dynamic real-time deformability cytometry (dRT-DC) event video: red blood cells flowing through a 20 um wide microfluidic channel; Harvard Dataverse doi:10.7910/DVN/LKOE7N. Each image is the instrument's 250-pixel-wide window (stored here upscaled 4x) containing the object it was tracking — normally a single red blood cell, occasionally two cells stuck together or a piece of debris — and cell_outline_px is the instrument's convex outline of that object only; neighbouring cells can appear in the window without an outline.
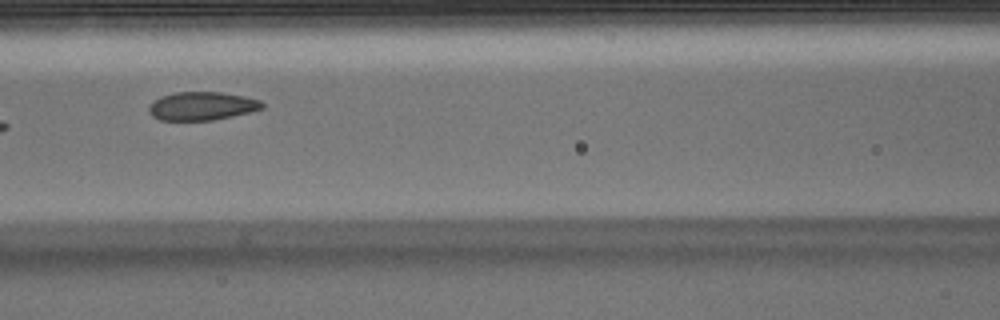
{"species": "Egyptian fruit bat (a non-hibernating species)", "species_latin": "Rousettus aegyptiacus", "temperature_condition": "warm", "stored_images_in_passage": 9, "camera_frame_rate_fps": 3000, "um_per_image_px": 0.085, "animal": {"sex": "male"}, "frame": {"image": 1, "passage_image": 7, "time_ms": 2.0, "image_size_px": [1000, 320], "cell_outline_px": [[264, 108], [252, 112], [212, 120], [160, 120], [152, 116], [148, 112], [148, 108], [160, 96], [176, 92], [220, 92], [244, 96], [260, 100], [264, 104]], "centroid_in_image_um": [17.19, 9.01], "position_along_channel_um": 149.4, "area_um2": 18.73}}
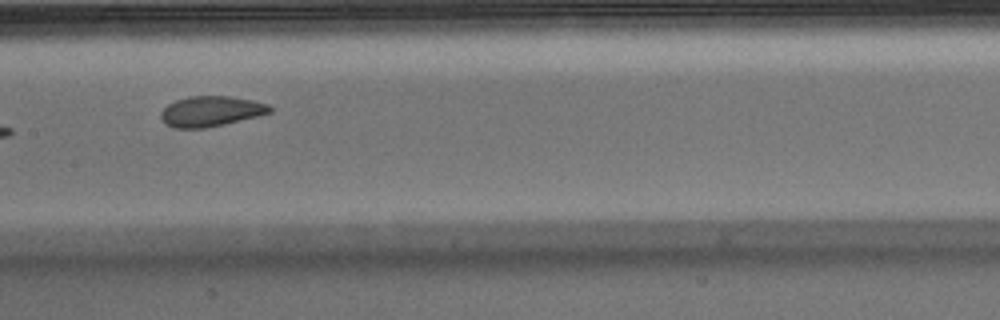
{"frame": {"image": 2, "passage_image": 8, "time_ms": 2.333, "image_size_px": [1000, 320], "cell_outline_px": [[272, 112], [224, 124], [204, 128], [172, 128], [164, 124], [160, 116], [160, 112], [168, 104], [176, 100], [188, 96], [228, 96], [252, 100], [268, 104], [272, 108]], "centroid_in_image_um": [17.88, 9.46], "position_along_channel_um": 189.5, "area_um2": 19.25}}
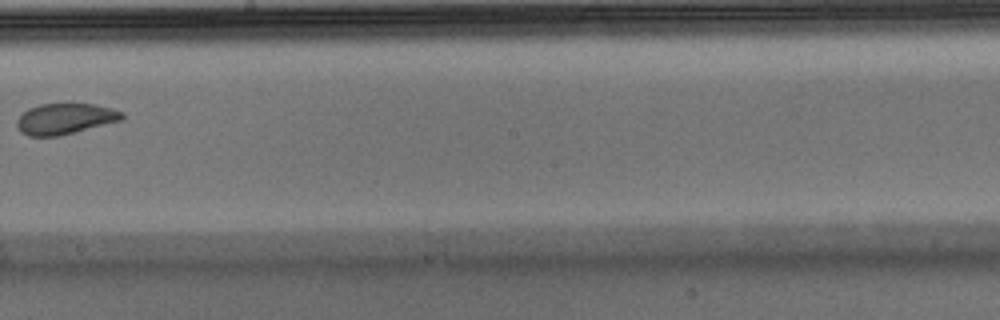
{"frame": {"image": 3, "passage_image": 9, "time_ms": 2.667, "image_size_px": [1000, 320], "cell_outline_px": [[124, 116], [120, 120], [60, 136], [28, 136], [20, 132], [16, 124], [16, 120], [28, 108], [40, 104], [96, 104], [112, 108], [124, 112]], "centroid_in_image_um": [5.51, 10.09], "position_along_channel_um": 242.7, "area_um2": 18.84}}